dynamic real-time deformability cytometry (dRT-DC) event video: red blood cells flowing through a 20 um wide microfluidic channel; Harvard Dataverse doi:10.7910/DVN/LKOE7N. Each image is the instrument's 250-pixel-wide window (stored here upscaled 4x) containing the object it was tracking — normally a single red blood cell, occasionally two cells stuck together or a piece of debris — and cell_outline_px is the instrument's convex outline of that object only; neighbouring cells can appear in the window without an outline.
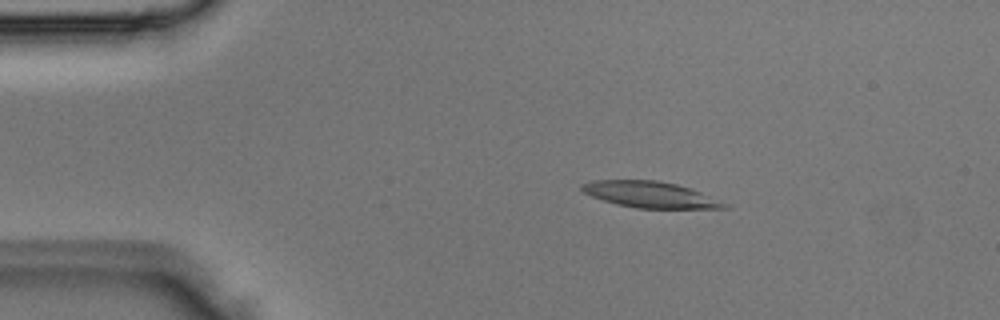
{"species": "Egyptian fruit bat (a non-hibernating species)", "species_latin": "Rousettus aegyptiacus", "temperature_condition": "room temperature", "stored_images_in_passage": 3, "camera_frame_rate_fps": 3000, "um_per_image_px": 0.085, "animal": {"sex": "male"}, "frame": {"image": 1, "passage_image": 2, "time_ms": 0.333, "image_size_px": [1000, 320], "cell_outline_px": [[728, 208], [636, 208], [616, 204], [592, 196], [584, 192], [580, 188], [580, 184], [592, 180], [656, 180], [676, 184], [692, 188], [728, 204]], "centroid_in_image_um": [55.25, 16.53], "position_along_channel_um": 29.8, "area_um2": 21.62}}